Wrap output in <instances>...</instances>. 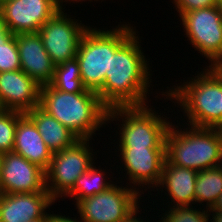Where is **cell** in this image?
Returning <instances> with one entry per match:
<instances>
[{
    "label": "cell",
    "mask_w": 222,
    "mask_h": 222,
    "mask_svg": "<svg viewBox=\"0 0 222 222\" xmlns=\"http://www.w3.org/2000/svg\"><path fill=\"white\" fill-rule=\"evenodd\" d=\"M136 32L116 51H110L109 74H105V82L96 92L108 109L147 105L152 85L150 58L142 52Z\"/></svg>",
    "instance_id": "cell-1"
},
{
    "label": "cell",
    "mask_w": 222,
    "mask_h": 222,
    "mask_svg": "<svg viewBox=\"0 0 222 222\" xmlns=\"http://www.w3.org/2000/svg\"><path fill=\"white\" fill-rule=\"evenodd\" d=\"M206 67L196 77L184 80L180 86L173 85L161 95L179 104L187 125L222 129V66Z\"/></svg>",
    "instance_id": "cell-2"
},
{
    "label": "cell",
    "mask_w": 222,
    "mask_h": 222,
    "mask_svg": "<svg viewBox=\"0 0 222 222\" xmlns=\"http://www.w3.org/2000/svg\"><path fill=\"white\" fill-rule=\"evenodd\" d=\"M39 106L79 139H93L95 132L107 124L108 108L98 94L89 89L67 93L50 84L42 85Z\"/></svg>",
    "instance_id": "cell-3"
},
{
    "label": "cell",
    "mask_w": 222,
    "mask_h": 222,
    "mask_svg": "<svg viewBox=\"0 0 222 222\" xmlns=\"http://www.w3.org/2000/svg\"><path fill=\"white\" fill-rule=\"evenodd\" d=\"M171 123L165 136L166 160L182 168L201 171L219 166L221 129ZM179 128V129H178ZM183 129V130H182Z\"/></svg>",
    "instance_id": "cell-4"
},
{
    "label": "cell",
    "mask_w": 222,
    "mask_h": 222,
    "mask_svg": "<svg viewBox=\"0 0 222 222\" xmlns=\"http://www.w3.org/2000/svg\"><path fill=\"white\" fill-rule=\"evenodd\" d=\"M120 24L107 31L89 26L80 40L76 59L81 80L89 90L97 92L103 86L105 74H109L110 51H116L137 31L130 24Z\"/></svg>",
    "instance_id": "cell-5"
},
{
    "label": "cell",
    "mask_w": 222,
    "mask_h": 222,
    "mask_svg": "<svg viewBox=\"0 0 222 222\" xmlns=\"http://www.w3.org/2000/svg\"><path fill=\"white\" fill-rule=\"evenodd\" d=\"M150 107L147 104L108 109L107 123L122 121L119 133L116 130V135H120L116 149L165 148L166 132L172 122Z\"/></svg>",
    "instance_id": "cell-6"
},
{
    "label": "cell",
    "mask_w": 222,
    "mask_h": 222,
    "mask_svg": "<svg viewBox=\"0 0 222 222\" xmlns=\"http://www.w3.org/2000/svg\"><path fill=\"white\" fill-rule=\"evenodd\" d=\"M89 141L79 139L72 146L53 153L45 171V187L55 201L65 196L73 188L77 178L93 165L96 154L89 147Z\"/></svg>",
    "instance_id": "cell-7"
},
{
    "label": "cell",
    "mask_w": 222,
    "mask_h": 222,
    "mask_svg": "<svg viewBox=\"0 0 222 222\" xmlns=\"http://www.w3.org/2000/svg\"><path fill=\"white\" fill-rule=\"evenodd\" d=\"M191 45L209 61V66H222V11L207 7L180 16Z\"/></svg>",
    "instance_id": "cell-8"
},
{
    "label": "cell",
    "mask_w": 222,
    "mask_h": 222,
    "mask_svg": "<svg viewBox=\"0 0 222 222\" xmlns=\"http://www.w3.org/2000/svg\"><path fill=\"white\" fill-rule=\"evenodd\" d=\"M129 185H112L91 197L78 201L75 206L81 222H121L140 204L141 193Z\"/></svg>",
    "instance_id": "cell-9"
},
{
    "label": "cell",
    "mask_w": 222,
    "mask_h": 222,
    "mask_svg": "<svg viewBox=\"0 0 222 222\" xmlns=\"http://www.w3.org/2000/svg\"><path fill=\"white\" fill-rule=\"evenodd\" d=\"M64 12L65 10L58 11L38 31L44 48L55 65L76 58L80 40L89 28Z\"/></svg>",
    "instance_id": "cell-10"
},
{
    "label": "cell",
    "mask_w": 222,
    "mask_h": 222,
    "mask_svg": "<svg viewBox=\"0 0 222 222\" xmlns=\"http://www.w3.org/2000/svg\"><path fill=\"white\" fill-rule=\"evenodd\" d=\"M118 152L120 154L117 156L120 158L122 168L125 169L122 171L126 172L125 178L128 179L129 186L142 194L146 189L154 192L155 190L150 188L155 189L156 187L159 194L158 185L161 181L163 164L166 159L165 148H119ZM144 187L143 191L142 188Z\"/></svg>",
    "instance_id": "cell-11"
},
{
    "label": "cell",
    "mask_w": 222,
    "mask_h": 222,
    "mask_svg": "<svg viewBox=\"0 0 222 222\" xmlns=\"http://www.w3.org/2000/svg\"><path fill=\"white\" fill-rule=\"evenodd\" d=\"M58 11L56 0H9L0 5V14L14 35L38 33Z\"/></svg>",
    "instance_id": "cell-12"
},
{
    "label": "cell",
    "mask_w": 222,
    "mask_h": 222,
    "mask_svg": "<svg viewBox=\"0 0 222 222\" xmlns=\"http://www.w3.org/2000/svg\"><path fill=\"white\" fill-rule=\"evenodd\" d=\"M45 188L42 168L13 151L2 154L0 193H33Z\"/></svg>",
    "instance_id": "cell-13"
},
{
    "label": "cell",
    "mask_w": 222,
    "mask_h": 222,
    "mask_svg": "<svg viewBox=\"0 0 222 222\" xmlns=\"http://www.w3.org/2000/svg\"><path fill=\"white\" fill-rule=\"evenodd\" d=\"M41 86L22 70L0 72V103L26 114L39 105Z\"/></svg>",
    "instance_id": "cell-14"
},
{
    "label": "cell",
    "mask_w": 222,
    "mask_h": 222,
    "mask_svg": "<svg viewBox=\"0 0 222 222\" xmlns=\"http://www.w3.org/2000/svg\"><path fill=\"white\" fill-rule=\"evenodd\" d=\"M55 203L46 188L33 193H0V222H28Z\"/></svg>",
    "instance_id": "cell-15"
},
{
    "label": "cell",
    "mask_w": 222,
    "mask_h": 222,
    "mask_svg": "<svg viewBox=\"0 0 222 222\" xmlns=\"http://www.w3.org/2000/svg\"><path fill=\"white\" fill-rule=\"evenodd\" d=\"M21 70L40 86L53 80L55 64L44 48L39 33L16 34Z\"/></svg>",
    "instance_id": "cell-16"
},
{
    "label": "cell",
    "mask_w": 222,
    "mask_h": 222,
    "mask_svg": "<svg viewBox=\"0 0 222 222\" xmlns=\"http://www.w3.org/2000/svg\"><path fill=\"white\" fill-rule=\"evenodd\" d=\"M197 173V170L177 167L165 159L158 187L159 190L165 188L164 190L168 192L164 193V196L167 195L171 199L168 207L192 206V204H195ZM170 204L171 206H169Z\"/></svg>",
    "instance_id": "cell-17"
},
{
    "label": "cell",
    "mask_w": 222,
    "mask_h": 222,
    "mask_svg": "<svg viewBox=\"0 0 222 222\" xmlns=\"http://www.w3.org/2000/svg\"><path fill=\"white\" fill-rule=\"evenodd\" d=\"M12 151L38 165L44 171L48 169L53 156L35 124L25 114L17 121Z\"/></svg>",
    "instance_id": "cell-18"
},
{
    "label": "cell",
    "mask_w": 222,
    "mask_h": 222,
    "mask_svg": "<svg viewBox=\"0 0 222 222\" xmlns=\"http://www.w3.org/2000/svg\"><path fill=\"white\" fill-rule=\"evenodd\" d=\"M36 126L52 153L72 146L79 138L39 105L25 114Z\"/></svg>",
    "instance_id": "cell-19"
},
{
    "label": "cell",
    "mask_w": 222,
    "mask_h": 222,
    "mask_svg": "<svg viewBox=\"0 0 222 222\" xmlns=\"http://www.w3.org/2000/svg\"><path fill=\"white\" fill-rule=\"evenodd\" d=\"M105 175L104 169H97L93 163L87 171L77 178L73 188L64 196V198L70 196V198L72 197L76 200H74L76 204L80 200L104 192L116 183L112 180L108 181L107 178H110Z\"/></svg>",
    "instance_id": "cell-20"
},
{
    "label": "cell",
    "mask_w": 222,
    "mask_h": 222,
    "mask_svg": "<svg viewBox=\"0 0 222 222\" xmlns=\"http://www.w3.org/2000/svg\"><path fill=\"white\" fill-rule=\"evenodd\" d=\"M222 193V169L218 167L198 171L195 184V204L210 209Z\"/></svg>",
    "instance_id": "cell-21"
},
{
    "label": "cell",
    "mask_w": 222,
    "mask_h": 222,
    "mask_svg": "<svg viewBox=\"0 0 222 222\" xmlns=\"http://www.w3.org/2000/svg\"><path fill=\"white\" fill-rule=\"evenodd\" d=\"M49 84L53 88L67 93H82L87 90L81 80L76 58L56 65L53 80Z\"/></svg>",
    "instance_id": "cell-22"
},
{
    "label": "cell",
    "mask_w": 222,
    "mask_h": 222,
    "mask_svg": "<svg viewBox=\"0 0 222 222\" xmlns=\"http://www.w3.org/2000/svg\"><path fill=\"white\" fill-rule=\"evenodd\" d=\"M21 70L16 35L8 29L0 14V72Z\"/></svg>",
    "instance_id": "cell-23"
},
{
    "label": "cell",
    "mask_w": 222,
    "mask_h": 222,
    "mask_svg": "<svg viewBox=\"0 0 222 222\" xmlns=\"http://www.w3.org/2000/svg\"><path fill=\"white\" fill-rule=\"evenodd\" d=\"M24 114L3 109L0 111V154L13 150L17 121Z\"/></svg>",
    "instance_id": "cell-24"
},
{
    "label": "cell",
    "mask_w": 222,
    "mask_h": 222,
    "mask_svg": "<svg viewBox=\"0 0 222 222\" xmlns=\"http://www.w3.org/2000/svg\"><path fill=\"white\" fill-rule=\"evenodd\" d=\"M202 210V211H201ZM161 218V222H209L211 219L209 209L207 210L195 206L168 207V210Z\"/></svg>",
    "instance_id": "cell-25"
},
{
    "label": "cell",
    "mask_w": 222,
    "mask_h": 222,
    "mask_svg": "<svg viewBox=\"0 0 222 222\" xmlns=\"http://www.w3.org/2000/svg\"><path fill=\"white\" fill-rule=\"evenodd\" d=\"M179 17L192 10L217 6V0H173Z\"/></svg>",
    "instance_id": "cell-26"
},
{
    "label": "cell",
    "mask_w": 222,
    "mask_h": 222,
    "mask_svg": "<svg viewBox=\"0 0 222 222\" xmlns=\"http://www.w3.org/2000/svg\"><path fill=\"white\" fill-rule=\"evenodd\" d=\"M71 216H67L64 215L62 216L61 213L60 214H51L50 213V216H49V221L48 222H81V220L79 218L72 219V217L70 218Z\"/></svg>",
    "instance_id": "cell-27"
},
{
    "label": "cell",
    "mask_w": 222,
    "mask_h": 222,
    "mask_svg": "<svg viewBox=\"0 0 222 222\" xmlns=\"http://www.w3.org/2000/svg\"><path fill=\"white\" fill-rule=\"evenodd\" d=\"M140 206L136 207L135 210H133L123 221L121 222H147L144 220L143 217L137 215L140 211ZM138 216V217H137ZM140 217V218H139ZM143 218V219H141ZM158 220L157 222H159ZM161 222V221H160Z\"/></svg>",
    "instance_id": "cell-28"
},
{
    "label": "cell",
    "mask_w": 222,
    "mask_h": 222,
    "mask_svg": "<svg viewBox=\"0 0 222 222\" xmlns=\"http://www.w3.org/2000/svg\"><path fill=\"white\" fill-rule=\"evenodd\" d=\"M209 211H222V193L218 196L216 202L209 209Z\"/></svg>",
    "instance_id": "cell-29"
},
{
    "label": "cell",
    "mask_w": 222,
    "mask_h": 222,
    "mask_svg": "<svg viewBox=\"0 0 222 222\" xmlns=\"http://www.w3.org/2000/svg\"><path fill=\"white\" fill-rule=\"evenodd\" d=\"M212 215L210 222H222V211H209Z\"/></svg>",
    "instance_id": "cell-30"
},
{
    "label": "cell",
    "mask_w": 222,
    "mask_h": 222,
    "mask_svg": "<svg viewBox=\"0 0 222 222\" xmlns=\"http://www.w3.org/2000/svg\"><path fill=\"white\" fill-rule=\"evenodd\" d=\"M68 1L70 2H73V3H75V2H82V1H85V0H56V3H57V7H58V9H59V11H63V9H65V8H63L62 6H64L63 5V2H67L68 3ZM87 1V0H86ZM90 2L91 1H93V0H89ZM94 1H98V0H94Z\"/></svg>",
    "instance_id": "cell-31"
},
{
    "label": "cell",
    "mask_w": 222,
    "mask_h": 222,
    "mask_svg": "<svg viewBox=\"0 0 222 222\" xmlns=\"http://www.w3.org/2000/svg\"><path fill=\"white\" fill-rule=\"evenodd\" d=\"M49 216H50V213L46 212L42 217H39L37 219H32L28 222H48Z\"/></svg>",
    "instance_id": "cell-32"
},
{
    "label": "cell",
    "mask_w": 222,
    "mask_h": 222,
    "mask_svg": "<svg viewBox=\"0 0 222 222\" xmlns=\"http://www.w3.org/2000/svg\"><path fill=\"white\" fill-rule=\"evenodd\" d=\"M217 7L222 11V0H217Z\"/></svg>",
    "instance_id": "cell-33"
},
{
    "label": "cell",
    "mask_w": 222,
    "mask_h": 222,
    "mask_svg": "<svg viewBox=\"0 0 222 222\" xmlns=\"http://www.w3.org/2000/svg\"><path fill=\"white\" fill-rule=\"evenodd\" d=\"M219 167L222 169V146H221V154H220Z\"/></svg>",
    "instance_id": "cell-34"
},
{
    "label": "cell",
    "mask_w": 222,
    "mask_h": 222,
    "mask_svg": "<svg viewBox=\"0 0 222 222\" xmlns=\"http://www.w3.org/2000/svg\"><path fill=\"white\" fill-rule=\"evenodd\" d=\"M6 1H9V0H0V5L5 3Z\"/></svg>",
    "instance_id": "cell-35"
},
{
    "label": "cell",
    "mask_w": 222,
    "mask_h": 222,
    "mask_svg": "<svg viewBox=\"0 0 222 222\" xmlns=\"http://www.w3.org/2000/svg\"><path fill=\"white\" fill-rule=\"evenodd\" d=\"M3 110V107H2V105H1V103H0V111H2Z\"/></svg>",
    "instance_id": "cell-36"
}]
</instances>
